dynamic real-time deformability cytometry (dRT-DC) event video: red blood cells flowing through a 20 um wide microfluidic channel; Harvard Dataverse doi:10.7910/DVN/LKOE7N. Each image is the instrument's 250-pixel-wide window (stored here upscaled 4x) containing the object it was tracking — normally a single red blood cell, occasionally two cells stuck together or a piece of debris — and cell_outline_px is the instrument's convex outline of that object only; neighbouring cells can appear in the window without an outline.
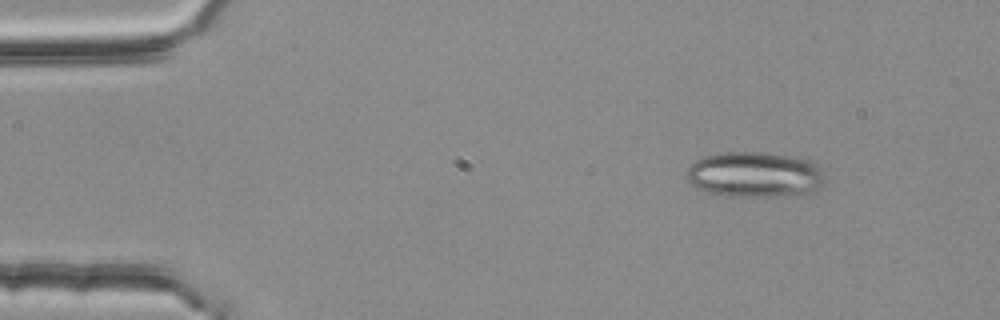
{"species": "common noctule bat (a hibernating species)", "species_latin": "Nyctalus noctula", "temperature_condition": "room temperature", "stored_images_in_passage": 4, "camera_frame_rate_fps": 3000, "um_per_image_px": 0.085, "animal": {"sex": "female", "body_mass_g": 25.1}, "frame": {"image": 1, "passage_image": 2, "time_ms": 0.333, "image_size_px": [1000, 320], "cell_outline_px": [[824, 184], [812, 192], [804, 196], [724, 196], [708, 192], [692, 184], [684, 176], [688, 168], [696, 160], [704, 156], [724, 152], [760, 152], [788, 156], [812, 160], [824, 172]], "centroid_in_image_um": [64.2, 14.85], "position_along_channel_um": 20.8, "area_um2": 37.05}}